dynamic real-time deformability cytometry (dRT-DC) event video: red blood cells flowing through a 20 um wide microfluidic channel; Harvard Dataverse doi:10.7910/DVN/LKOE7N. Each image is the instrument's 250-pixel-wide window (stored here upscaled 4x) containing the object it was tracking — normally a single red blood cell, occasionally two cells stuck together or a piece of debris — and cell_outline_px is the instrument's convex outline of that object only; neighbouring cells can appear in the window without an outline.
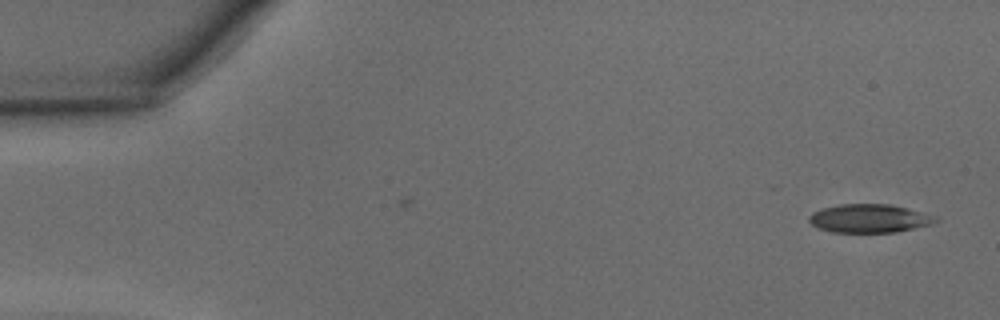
{"species": "common noctule bat (a hibernating species)", "species_latin": "Nyctalus noctula", "temperature_condition": "warm", "stored_images_in_passage": 4, "camera_frame_rate_fps": 3000, "um_per_image_px": 0.085, "animal": {"sex": "male", "body_mass_g": 15.6}, "frame": {"image": 1, "passage_image": 1, "time_ms": 0.0, "image_size_px": [1000, 320], "cell_outline_px": [[940, 220], [932, 224], [896, 232], [832, 232], [820, 228], [812, 224], [808, 220], [808, 216], [812, 212], [820, 208], [840, 204], [892, 204], [940, 216]], "centroid_in_image_um": [73.94, 18.55], "position_along_channel_um": 11.1, "area_um2": 21.27}}